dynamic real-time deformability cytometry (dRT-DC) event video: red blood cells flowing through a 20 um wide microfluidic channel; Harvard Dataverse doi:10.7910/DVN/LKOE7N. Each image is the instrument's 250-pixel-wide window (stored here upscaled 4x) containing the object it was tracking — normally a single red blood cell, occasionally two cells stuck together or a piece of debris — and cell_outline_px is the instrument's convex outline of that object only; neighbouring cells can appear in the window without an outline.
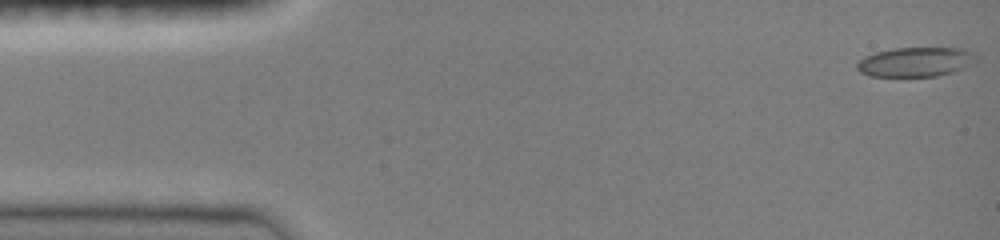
{"species": "common noctule bat (a hibernating species)", "species_latin": "Nyctalus noctula", "temperature_condition": "room temperature", "stored_images_in_passage": 12, "camera_frame_rate_fps": 3000, "um_per_image_px": 0.085, "animal": {"sex": "female", "body_mass_g": 19.0, "forearm_length_mm": 51.5}, "frame": {"image": 1, "passage_image": 1, "time_ms": 0.0, "image_size_px": [1000, 240], "cell_outline_px": [[980, 60], [976, 64], [952, 72], [936, 76], [868, 76], [860, 72], [856, 68], [856, 64], [864, 56], [876, 52], [892, 48], [964, 48], [980, 56]], "centroid_in_image_um": [77.9, 5.26], "position_along_channel_um": 7.1, "area_um2": 20.87}}
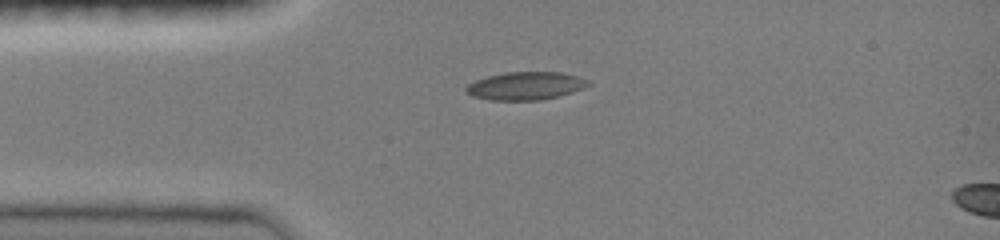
{"frame": {"image": 2, "passage_image": 10, "time_ms": 3.0, "image_size_px": [1000, 240], "cell_outline_px": [[592, 84], [572, 92], [540, 100], [492, 100], [472, 96], [464, 92], [464, 88], [468, 84], [476, 80], [488, 76], [504, 72], [560, 72], [576, 76], [588, 80]], "centroid_in_image_um": [44.63, 7.29], "position_along_channel_um": 40.4, "area_um2": 19.83}}